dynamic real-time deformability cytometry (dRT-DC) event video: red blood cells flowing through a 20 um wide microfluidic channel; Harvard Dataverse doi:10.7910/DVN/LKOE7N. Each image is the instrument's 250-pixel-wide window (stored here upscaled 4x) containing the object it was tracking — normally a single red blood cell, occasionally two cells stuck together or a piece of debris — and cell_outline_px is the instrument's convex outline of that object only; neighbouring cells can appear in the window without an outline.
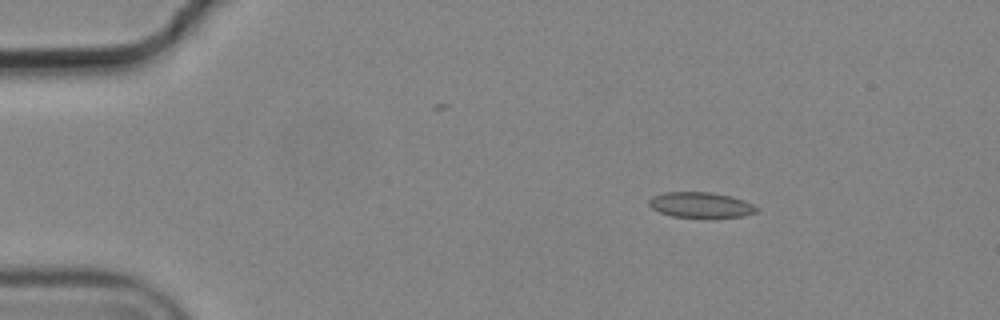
{"species": "common noctule bat (a hibernating species)", "species_latin": "Nyctalus noctula", "temperature_condition": "cold", "stored_images_in_passage": 4, "camera_frame_rate_fps": 3000, "um_per_image_px": 0.085, "animal": {"sex": "male", "body_mass_g": 19.2, "forearm_length_mm": 51.8}, "frame": {"image": 1, "passage_image": 1, "time_ms": 0.0, "image_size_px": [1000, 320], "cell_outline_px": [[760, 208], [756, 212], [744, 216], [672, 216], [660, 212], [652, 208], [648, 204], [648, 200], [652, 196], [664, 192], [712, 192], [732, 196], [744, 200]], "centroid_in_image_um": [59.56, 17.39], "position_along_channel_um": 25.4, "area_um2": 15.72}}
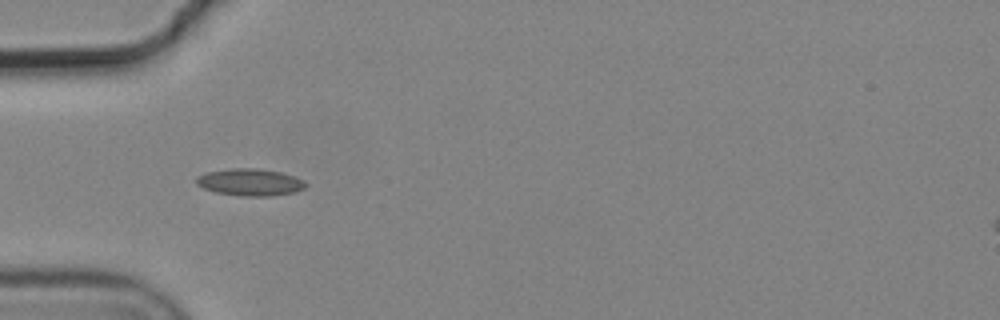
{"frame": {"image": 2, "passage_image": 3, "time_ms": 0.667, "image_size_px": [1000, 320], "cell_outline_px": [[308, 184], [304, 188], [296, 192], [272, 196], [240, 196], [216, 192], [204, 188], [196, 184], [196, 176], [204, 172], [232, 168], [256, 168], [280, 172], [304, 180]], "centroid_in_image_um": [21.24, 15.49], "position_along_channel_um": 63.8, "area_um2": 17.34}}
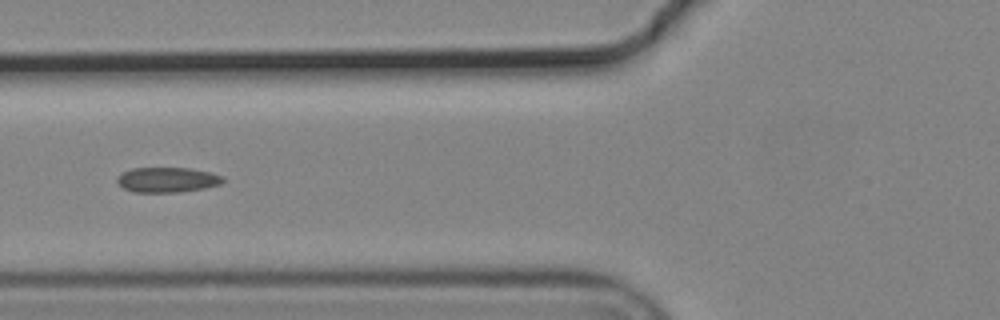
{"frame": {"image": 3, "passage_image": 4, "time_ms": 1.0, "image_size_px": [1000, 320], "cell_outline_px": [[224, 180], [220, 184], [204, 188], [176, 192], [136, 192], [124, 188], [116, 180], [116, 176], [120, 172], [132, 168], [188, 168], [208, 172], [224, 176]], "centroid_in_image_um": [14.18, 15.27], "position_along_channel_um": 111.6, "area_um2": 15.37}}